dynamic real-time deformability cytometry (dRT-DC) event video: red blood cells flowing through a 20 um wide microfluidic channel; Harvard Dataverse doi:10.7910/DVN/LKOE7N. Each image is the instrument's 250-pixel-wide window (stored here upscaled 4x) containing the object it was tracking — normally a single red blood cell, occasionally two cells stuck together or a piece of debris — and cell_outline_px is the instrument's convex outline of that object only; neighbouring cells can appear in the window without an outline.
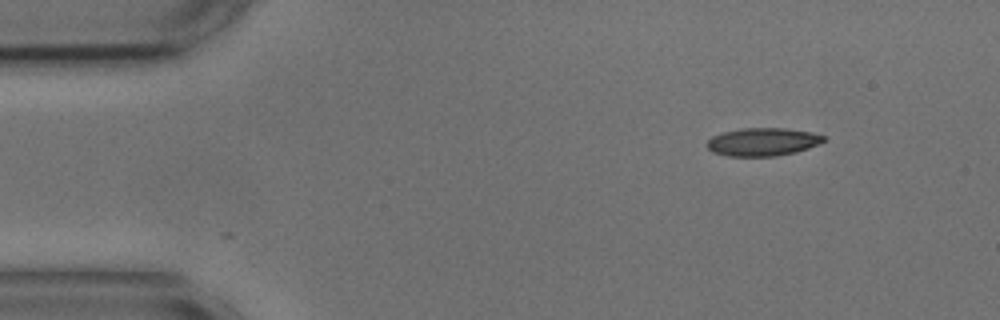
{"species": "common noctule bat (a hibernating species)", "species_latin": "Nyctalus noctula", "temperature_condition": "cold", "stored_images_in_passage": 2, "camera_frame_rate_fps": 3000, "um_per_image_px": 0.085, "animal": {"sex": "male", "body_mass_g": 17.9, "forearm_length_mm": 54.2}, "frame": {"image": 1, "passage_image": 1, "time_ms": 0.0, "image_size_px": [1000, 320], "cell_outline_px": [[824, 140], [820, 144], [796, 152], [776, 156], [728, 156], [712, 152], [704, 144], [712, 136], [724, 132], [744, 128], [784, 128], [812, 132], [824, 136]], "centroid_in_image_um": [64.81, 12.06], "position_along_channel_um": 20.2, "area_um2": 19.07}}